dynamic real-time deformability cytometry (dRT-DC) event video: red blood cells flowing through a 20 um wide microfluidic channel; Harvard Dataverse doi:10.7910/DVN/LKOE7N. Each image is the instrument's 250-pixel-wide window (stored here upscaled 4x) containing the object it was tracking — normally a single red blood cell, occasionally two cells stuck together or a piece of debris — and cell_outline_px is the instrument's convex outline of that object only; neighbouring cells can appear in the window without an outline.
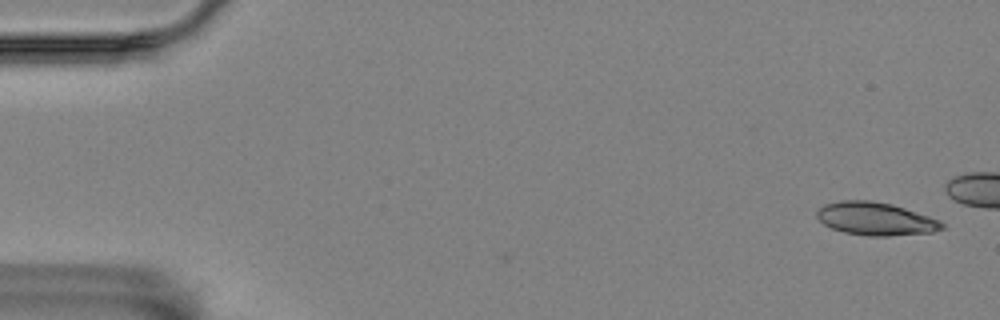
{"species": "Egyptian fruit bat (a non-hibernating species)", "species_latin": "Rousettus aegyptiacus", "temperature_condition": "room temperature", "stored_images_in_passage": 2, "camera_frame_rate_fps": 3000, "um_per_image_px": 0.085, "animal": {"sex": "female"}, "frame": {"image": 1, "passage_image": 2, "time_ms": 0.333, "image_size_px": [1000, 320], "cell_outline_px": [[944, 228], [932, 232], [888, 236], [868, 236], [844, 232], [832, 228], [824, 224], [816, 216], [816, 212], [824, 204], [840, 200], [872, 200], [892, 204], [940, 220], [944, 224]], "centroid_in_image_um": [74.41, 18.59], "position_along_channel_um": 10.6, "area_um2": 23.99}}